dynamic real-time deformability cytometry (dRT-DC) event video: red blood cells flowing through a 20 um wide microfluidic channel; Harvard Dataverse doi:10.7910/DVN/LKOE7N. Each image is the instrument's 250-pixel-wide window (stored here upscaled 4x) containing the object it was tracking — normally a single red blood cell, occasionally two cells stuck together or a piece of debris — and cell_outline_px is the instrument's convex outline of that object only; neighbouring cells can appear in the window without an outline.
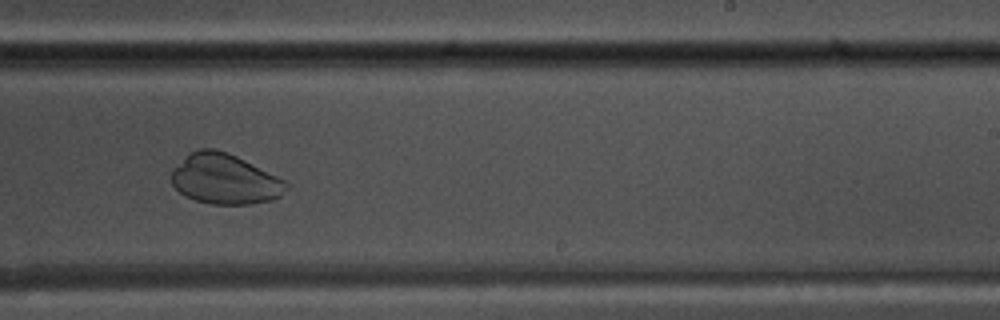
{"species": "common noctule bat (a hibernating species)", "species_latin": "Nyctalus noctula", "temperature_condition": "warm", "stored_images_in_passage": 38, "camera_frame_rate_fps": 3000, "um_per_image_px": 0.085, "animal": {"sex": "male", "body_mass_g": 17.5, "forearm_length_mm": 52.3}, "frame": {"image": 1, "passage_image": 33, "time_ms": 10.667, "image_size_px": [1000, 320], "cell_outline_px": [[292, 184], [280, 196], [272, 200], [252, 204], [212, 204], [196, 200], [184, 196], [172, 184], [172, 168], [188, 152], [200, 148], [216, 148], [228, 152]], "centroid_in_image_um": [19.09, 15.21], "position_along_channel_um": 269.9, "area_um2": 33.76}}